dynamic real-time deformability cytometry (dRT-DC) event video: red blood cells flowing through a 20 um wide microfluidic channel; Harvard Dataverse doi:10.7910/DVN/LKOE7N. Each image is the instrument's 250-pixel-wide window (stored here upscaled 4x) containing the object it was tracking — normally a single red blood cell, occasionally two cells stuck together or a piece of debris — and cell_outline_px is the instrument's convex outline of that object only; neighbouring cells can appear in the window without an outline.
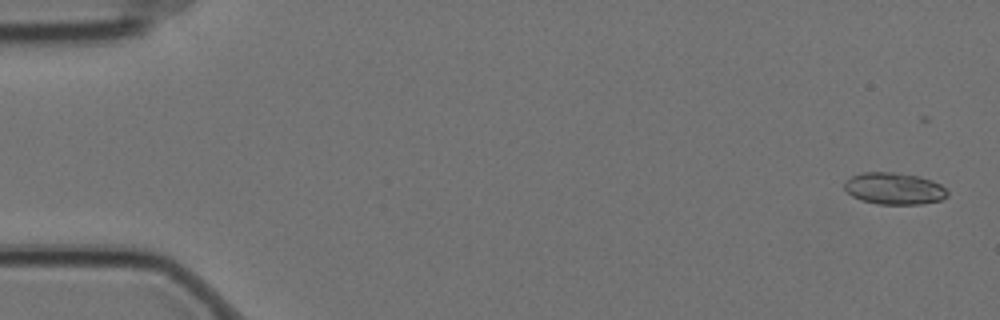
{"species": "Egyptian fruit bat (a non-hibernating species)", "species_latin": "Rousettus aegyptiacus", "temperature_condition": "cold", "stored_images_in_passage": 6, "camera_frame_rate_fps": 3000, "um_per_image_px": 0.085, "animal": {"sex": "female"}, "frame": {"image": 1, "passage_image": 1, "time_ms": 0.0, "image_size_px": [1000, 320], "cell_outline_px": [[948, 196], [940, 200], [920, 204], [876, 204], [860, 200], [852, 196], [844, 188], [844, 180], [852, 176], [864, 172], [896, 172], [916, 176], [932, 180], [940, 184], [948, 192]], "centroid_in_image_um": [75.98, 16.03], "position_along_channel_um": 9.0, "area_um2": 19.13}}
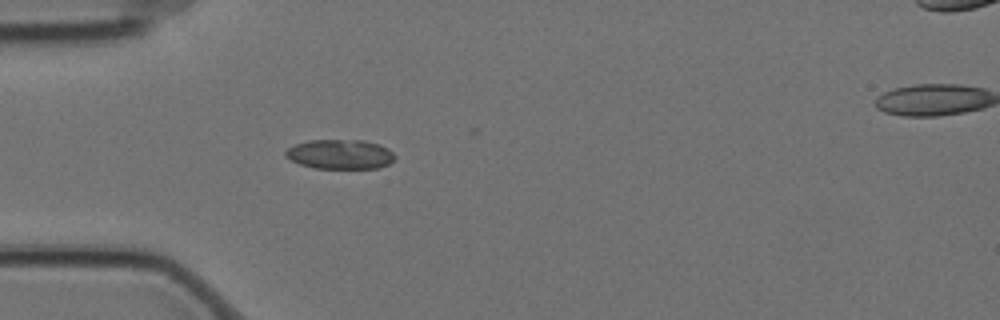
{"frame": {"image": 2, "passage_image": 5, "time_ms": 1.333, "image_size_px": [1000, 320], "cell_outline_px": [[396, 156], [388, 164], [376, 168], [312, 168], [300, 164], [284, 156], [284, 152], [288, 148], [296, 144], [308, 140], [364, 140], [388, 148]], "centroid_in_image_um": [28.88, 13.11], "position_along_channel_um": 56.1, "area_um2": 18.73}}